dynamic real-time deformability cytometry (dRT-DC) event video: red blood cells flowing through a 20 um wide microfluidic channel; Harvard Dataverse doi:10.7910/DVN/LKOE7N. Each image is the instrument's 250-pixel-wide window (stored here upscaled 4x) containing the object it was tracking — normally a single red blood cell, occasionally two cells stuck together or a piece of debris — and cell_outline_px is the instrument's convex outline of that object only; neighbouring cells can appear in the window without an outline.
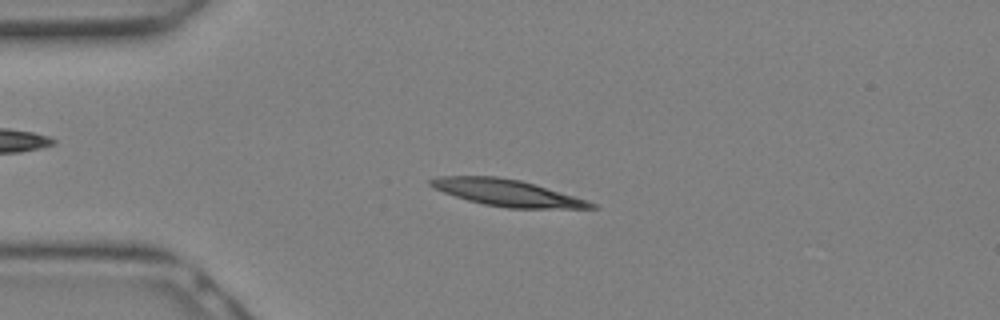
{"species": "Egyptian fruit bat (a non-hibernating species)", "species_latin": "Rousettus aegyptiacus", "temperature_condition": "warm", "stored_images_in_passage": 8, "camera_frame_rate_fps": 3000, "um_per_image_px": 0.085, "animal": {"sex": "female"}, "frame": {"image": 1, "passage_image": 3, "time_ms": 0.667, "image_size_px": [1000, 320], "cell_outline_px": [[600, 208], [508, 208], [484, 204], [468, 200], [432, 188], [428, 184], [428, 180], [440, 176], [496, 176], [520, 180], [588, 200], [596, 204]], "centroid_in_image_um": [43.08, 16.38], "position_along_channel_um": 41.9, "area_um2": 24.68}}
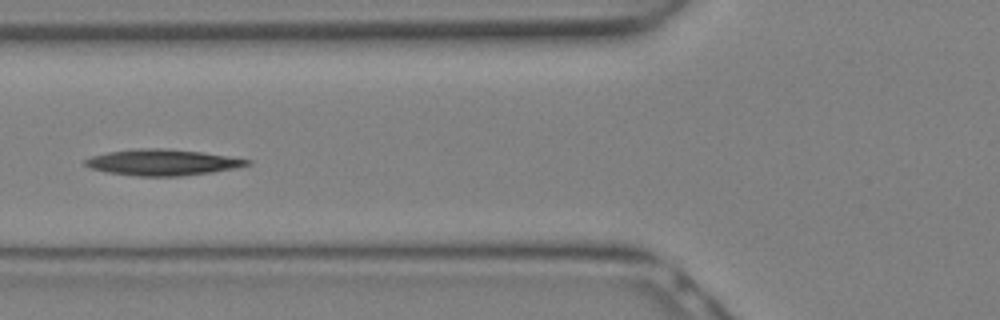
{"frame": {"image": 2, "passage_image": 7, "time_ms": 2.0, "image_size_px": [1000, 320], "cell_outline_px": [[252, 164], [236, 168], [212, 172], [180, 176], [136, 176], [104, 172], [92, 168], [84, 164], [84, 160], [92, 156], [108, 152], [140, 148], [160, 148], [200, 152], [228, 156], [252, 160]], "centroid_in_image_um": [13.82, 13.81], "position_along_channel_um": 112.0, "area_um2": 24.51}}